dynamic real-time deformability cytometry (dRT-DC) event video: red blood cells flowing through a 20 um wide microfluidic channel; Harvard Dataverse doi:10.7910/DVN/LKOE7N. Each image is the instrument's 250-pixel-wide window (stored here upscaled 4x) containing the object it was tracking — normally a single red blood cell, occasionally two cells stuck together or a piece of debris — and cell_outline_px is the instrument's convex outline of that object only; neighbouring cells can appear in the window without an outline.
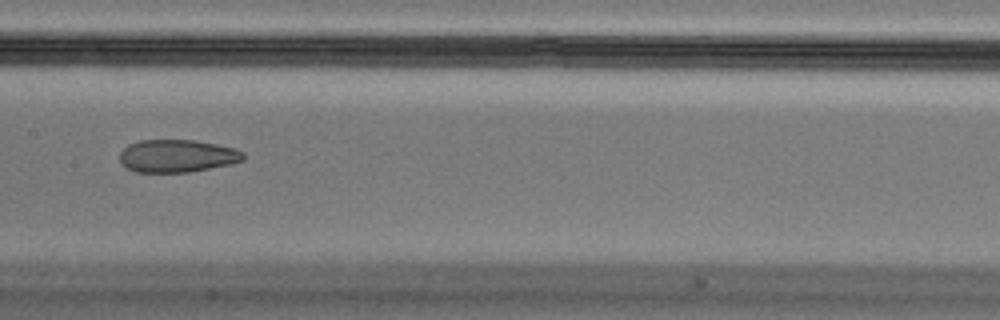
{"species": "Egyptian fruit bat (a non-hibernating species)", "species_latin": "Rousettus aegyptiacus", "temperature_condition": "cold", "stored_images_in_passage": 35, "camera_frame_rate_fps": 3000, "um_per_image_px": 0.085, "animal": {"sex": "male"}, "frame": {"image": 1, "passage_image": 11, "time_ms": 3.333, "image_size_px": [1000, 320], "cell_outline_px": [[244, 160], [228, 164], [188, 172], [136, 172], [128, 168], [120, 160], [120, 152], [128, 144], [140, 140], [196, 140], [236, 148], [244, 152]], "centroid_in_image_um": [15.06, 13.24], "position_along_channel_um": 192.3, "area_um2": 23.41}, "authors_computed_cell_mechanics": {"area_um2": 25.2008, "velocity_mm_per_s": 3.6885, "shape_relaxation_time_tau1_ms": null, "shape_relaxation_time_tau2_ms": 2.2272, "deformation_change_tau1": null, "deformation_change_tau2": 0.0832}}